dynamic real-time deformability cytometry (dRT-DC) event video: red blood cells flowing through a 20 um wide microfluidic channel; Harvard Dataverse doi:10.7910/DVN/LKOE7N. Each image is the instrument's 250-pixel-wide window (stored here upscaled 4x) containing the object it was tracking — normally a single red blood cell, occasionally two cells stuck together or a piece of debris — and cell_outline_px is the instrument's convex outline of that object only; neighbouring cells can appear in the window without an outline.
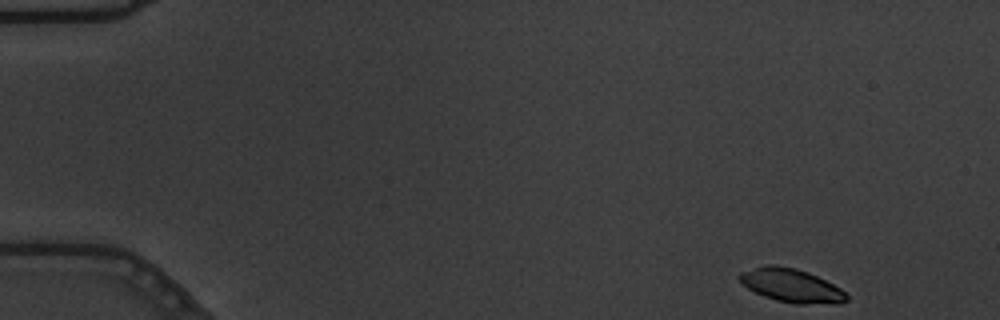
{"species": "common noctule bat (a hibernating species)", "species_latin": "Nyctalus noctula", "temperature_condition": "warm", "stored_images_in_passage": 53, "camera_frame_rate_fps": 3000, "um_per_image_px": 0.085, "animal": {"sex": "male", "body_mass_g": 19.5, "forearm_length_mm": 54.6}, "frame": {"image": 1, "passage_image": 1, "time_ms": 0.0, "image_size_px": [1000, 320], "cell_outline_px": [[848, 300], [840, 304], [796, 304], [776, 300], [764, 296], [748, 288], [736, 276], [740, 272], [768, 264], [772, 264], [796, 268], [808, 272], [840, 288], [848, 296]], "centroid_in_image_um": [67.28, 24.27], "position_along_channel_um": 17.7, "area_um2": 20.87}}
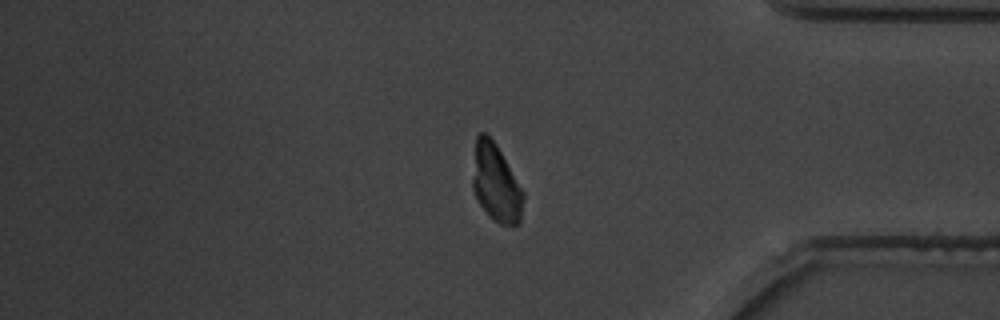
{"frame": {"image": 2, "passage_image": 44, "time_ms": 14.333, "image_size_px": [1000, 320], "cell_outline_px": [[524, 196], [520, 224], [500, 224], [480, 204], [472, 188], [472, 180], [476, 136], [480, 132], [484, 132], [496, 144], [524, 192]], "centroid_in_image_um": [42.16, 15.54], "position_along_channel_um": 393.0, "area_um2": 22.48}}
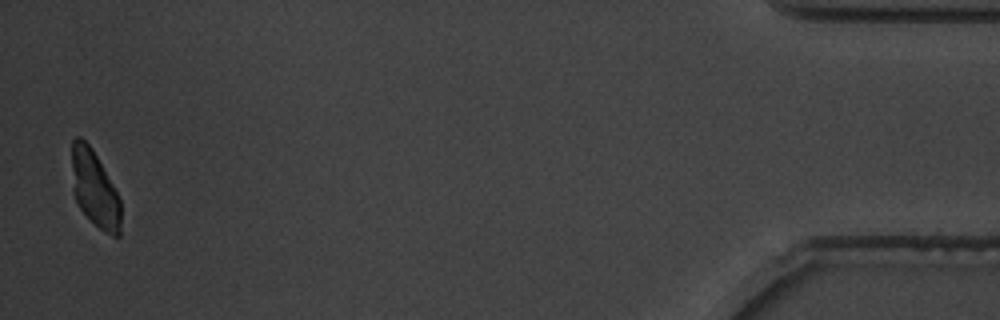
{"frame": {"image": 3, "passage_image": 52, "time_ms": 17.0, "image_size_px": [1000, 320], "cell_outline_px": [[120, 236], [112, 236], [100, 228], [80, 208], [72, 192], [72, 140], [76, 136], [80, 136], [92, 148], [112, 184], [120, 200]], "centroid_in_image_um": [8.02, 16.03], "position_along_channel_um": 427.2, "area_um2": 21.5}}